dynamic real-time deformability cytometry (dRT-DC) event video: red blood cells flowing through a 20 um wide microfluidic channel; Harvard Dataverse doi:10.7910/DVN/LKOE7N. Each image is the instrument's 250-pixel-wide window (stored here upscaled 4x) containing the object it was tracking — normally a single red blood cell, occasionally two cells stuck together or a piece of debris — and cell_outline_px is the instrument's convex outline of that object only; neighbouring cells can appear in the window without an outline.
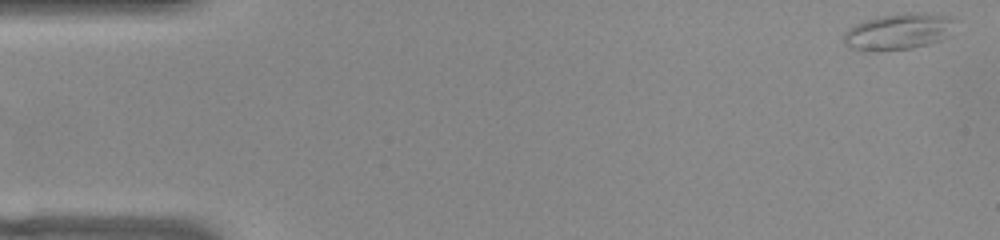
{"species": "common noctule bat (a hibernating species)", "species_latin": "Nyctalus noctula", "temperature_condition": "warm", "stored_images_in_passage": 52, "camera_frame_rate_fps": 3000, "um_per_image_px": 0.085, "animal": {"sex": "female", "body_mass_g": 22.0, "forearm_length_mm": 56.7}, "frame": {"image": 1, "passage_image": 1, "time_ms": 0.0, "image_size_px": [1000, 240], "cell_outline_px": [[956, 20], [940, 40], [928, 44], [912, 48], [876, 52], [864, 52], [852, 48], [844, 44], [844, 36], [848, 28], [864, 20], [880, 16], [904, 12], [924, 12], [952, 16]], "centroid_in_image_um": [76.31, 2.68], "position_along_channel_um": 8.7, "area_um2": 23.64}}
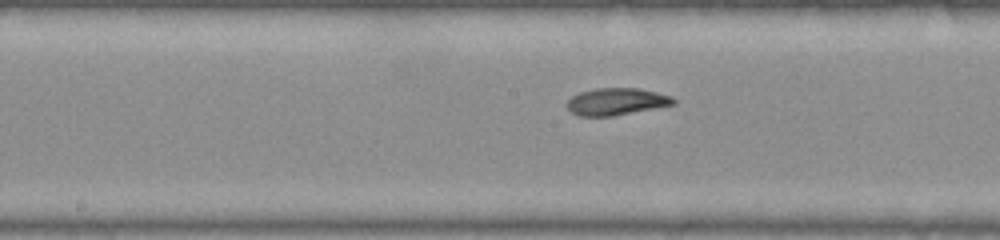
{"frame": {"image": 2, "passage_image": 26, "time_ms": 8.333, "image_size_px": [1000, 240], "cell_outline_px": [[676, 104], [612, 116], [580, 116], [572, 112], [568, 108], [568, 100], [572, 96], [580, 92], [596, 88], [640, 88], [672, 96], [676, 100]], "centroid_in_image_um": [52.42, 8.63], "position_along_channel_um": 195.8, "area_um2": 16.7}}
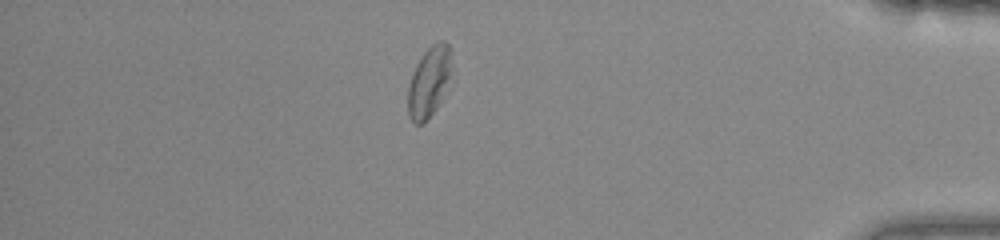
{"frame": {"image": 3, "passage_image": 45, "time_ms": 14.667, "image_size_px": [1000, 240], "cell_outline_px": [[448, 76], [440, 100], [436, 108], [424, 124], [416, 124], [408, 116], [408, 88], [412, 72], [416, 64], [424, 52], [432, 44], [440, 40], [444, 40], [448, 44]], "centroid_in_image_um": [36.38, 6.99], "position_along_channel_um": 398.8, "area_um2": 17.05}, "authors_computed_cell_mechanics": {"area_um2": 17.7735, "velocity_mm_per_s": 3.8382, "shape_relaxation_time_tau1_ms": 4.3043, "shape_relaxation_time_tau2_ms": 3.4273, "deformation_change_tau1": 0.1371, "deformation_change_tau2": 0.0607}}